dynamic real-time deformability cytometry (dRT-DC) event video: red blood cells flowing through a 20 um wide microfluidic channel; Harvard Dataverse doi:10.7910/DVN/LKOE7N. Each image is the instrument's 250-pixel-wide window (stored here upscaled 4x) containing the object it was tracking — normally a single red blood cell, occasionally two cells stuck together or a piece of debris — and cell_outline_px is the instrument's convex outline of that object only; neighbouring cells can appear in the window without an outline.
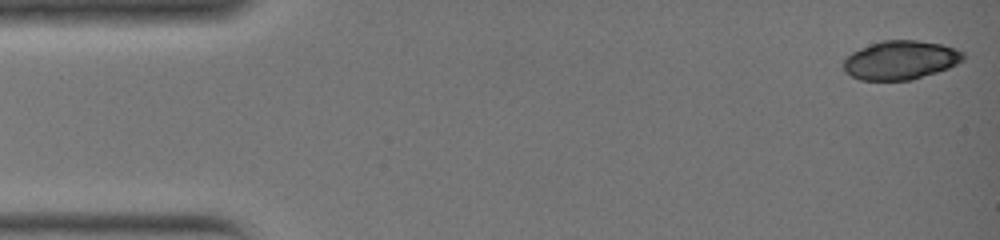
{"species": "common noctule bat (a hibernating species)", "species_latin": "Nyctalus noctula", "temperature_condition": "warm", "stored_images_in_passage": 34, "camera_frame_rate_fps": 3000, "um_per_image_px": 0.085, "animal": {"sex": "female", "body_mass_g": 19.0, "forearm_length_mm": 51.5}, "frame": {"image": 1, "passage_image": 1, "time_ms": 0.0, "image_size_px": [1000, 240], "cell_outline_px": [[964, 60], [948, 68], [912, 80], [860, 80], [844, 72], [844, 60], [852, 52], [860, 48], [880, 40], [916, 40], [940, 44], [964, 52]], "centroid_in_image_um": [76.53, 5.11], "position_along_channel_um": 8.5, "area_um2": 26.99}}
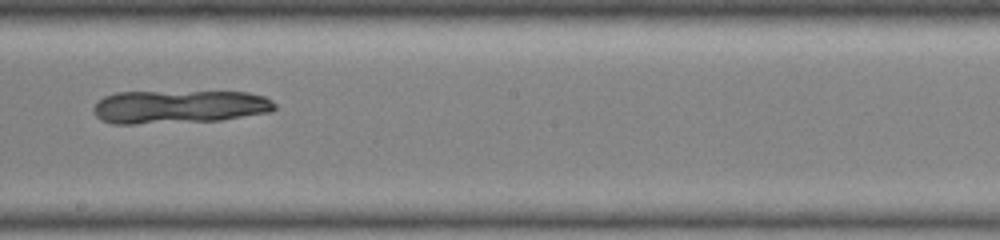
{"frame": {"image": 2, "passage_image": 20, "time_ms": 6.333, "image_size_px": [1000, 240], "cell_outline_px": [[276, 108], [272, 112], [220, 120], [136, 124], [112, 124], [100, 120], [92, 112], [92, 108], [104, 96], [116, 92], [248, 92], [264, 96], [272, 100], [276, 104]], "centroid_in_image_um": [15.22, 9.08], "position_along_channel_um": 233.0, "area_um2": 35.37}}
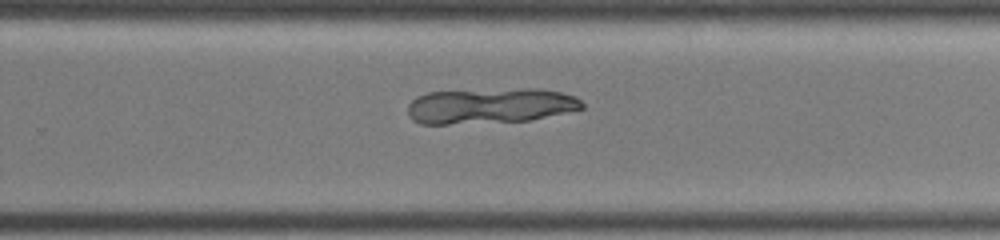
{"frame": {"image": 3, "passage_image": 23, "time_ms": 7.333, "image_size_px": [1000, 240], "cell_outline_px": [[584, 108], [528, 120], [448, 124], [420, 124], [412, 120], [408, 116], [408, 104], [416, 96], [428, 92], [524, 88], [540, 88], [560, 92], [576, 96], [584, 104]], "centroid_in_image_um": [41.63, 8.98], "position_along_channel_um": 288.2, "area_um2": 36.01}}